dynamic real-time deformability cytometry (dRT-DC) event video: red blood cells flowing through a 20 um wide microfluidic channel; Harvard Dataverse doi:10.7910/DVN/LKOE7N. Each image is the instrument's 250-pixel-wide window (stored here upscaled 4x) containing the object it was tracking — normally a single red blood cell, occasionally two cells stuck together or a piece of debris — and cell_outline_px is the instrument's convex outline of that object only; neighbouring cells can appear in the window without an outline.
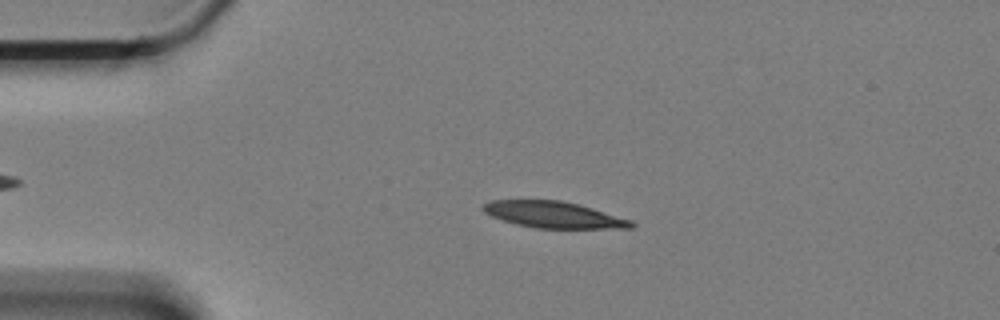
{"species": "Egyptian fruit bat (a non-hibernating species)", "species_latin": "Rousettus aegyptiacus", "temperature_condition": "cold", "stored_images_in_passage": 53, "camera_frame_rate_fps": 3000, "um_per_image_px": 0.085, "animal": {"sex": "female"}, "frame": {"image": 1, "passage_image": 13, "time_ms": 4.0, "image_size_px": [1000, 320], "cell_outline_px": [[636, 224], [632, 228], [536, 228], [516, 224], [492, 216], [484, 212], [480, 208], [484, 204], [492, 200], [560, 200], [592, 208], [632, 220]], "centroid_in_image_um": [47.06, 18.25], "position_along_channel_um": 37.9, "area_um2": 22.6}}
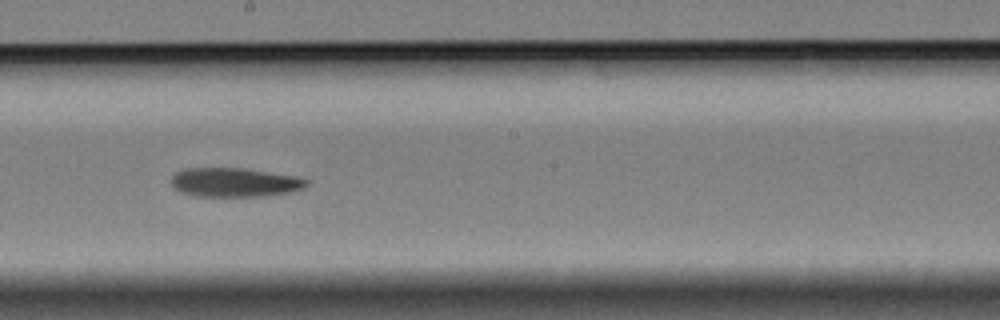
{"frame": {"image": 2, "passage_image": 33, "time_ms": 10.667, "image_size_px": [1000, 320], "cell_outline_px": [[308, 184], [304, 188], [288, 192], [264, 196], [196, 196], [180, 192], [172, 188], [172, 176], [176, 172], [184, 168], [244, 168], [296, 176], [308, 180]], "centroid_in_image_um": [19.91, 15.5], "position_along_channel_um": 228.3, "area_um2": 22.95}}
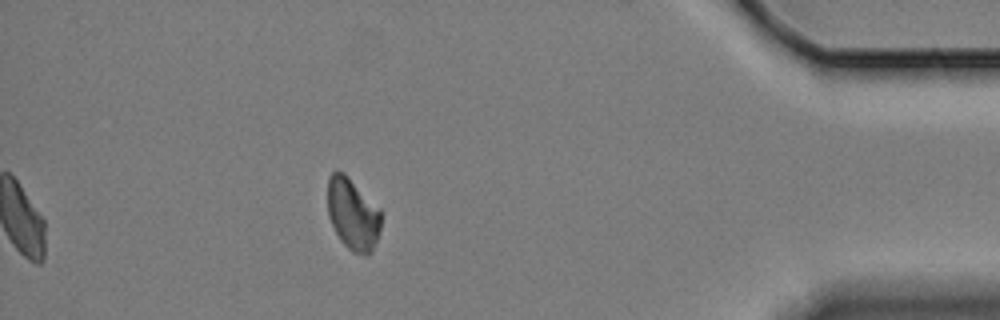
{"frame": {"image": 3, "passage_image": 53, "time_ms": 17.333, "image_size_px": [1000, 320], "cell_outline_px": [[380, 228], [372, 252], [368, 256], [352, 252], [340, 240], [328, 216], [328, 176], [332, 172], [344, 172], [380, 208]], "centroid_in_image_um": [29.98, 18.2], "position_along_channel_um": 405.2, "area_um2": 22.31}, "authors_computed_cell_mechanics": {"area_um2": 23.2356, "velocity_mm_per_s": 3.3253, "shape_relaxation_time_tau1_ms": 8.6245, "shape_relaxation_time_tau2_ms": null, "deformation_change_tau1": 0.168, "deformation_change_tau2": null}}